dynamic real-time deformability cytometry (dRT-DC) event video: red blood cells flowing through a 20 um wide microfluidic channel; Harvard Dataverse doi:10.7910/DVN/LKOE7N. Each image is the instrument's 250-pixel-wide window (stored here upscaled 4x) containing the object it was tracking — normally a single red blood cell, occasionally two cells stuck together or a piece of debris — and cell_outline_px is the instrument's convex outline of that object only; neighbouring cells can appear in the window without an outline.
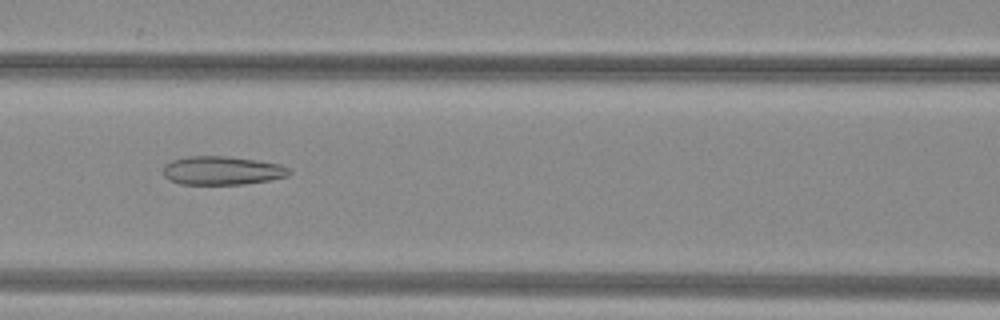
{"species": "common noctule bat (a hibernating species)", "species_latin": "Nyctalus noctula", "temperature_condition": "warm", "stored_images_in_passage": 43, "camera_frame_rate_fps": 3000, "um_per_image_px": 0.085, "animal": {"sex": "female", "body_mass_g": 29.2, "forearm_length_mm": 56.3}, "frame": {"image": 1, "passage_image": 15, "time_ms": 4.667, "image_size_px": [1000, 320], "cell_outline_px": [[292, 172], [288, 176], [268, 180], [244, 184], [180, 184], [168, 180], [164, 176], [164, 164], [172, 160], [188, 156], [228, 156], [256, 160], [280, 164], [288, 168]], "centroid_in_image_um": [18.86, 14.49], "position_along_channel_um": 147.7, "area_um2": 21.04}}
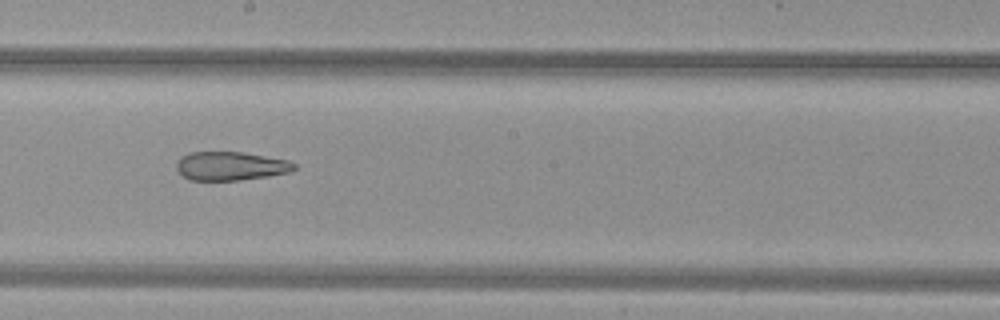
{"frame": {"image": 2, "passage_image": 21, "time_ms": 6.667, "image_size_px": [1000, 320], "cell_outline_px": [[296, 168], [292, 172], [268, 176], [240, 180], [188, 180], [176, 168], [176, 164], [184, 156], [192, 152], [240, 152], [288, 160], [296, 164]], "centroid_in_image_um": [19.65, 14.12], "position_along_channel_um": 228.6, "area_um2": 19.48}}
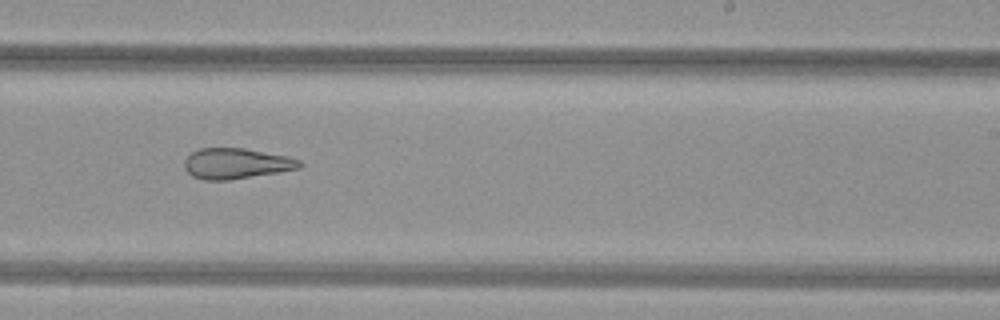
{"frame": {"image": 3, "passage_image": 24, "time_ms": 7.667, "image_size_px": [1000, 320], "cell_outline_px": [[304, 164], [300, 168], [228, 180], [204, 180], [192, 176], [184, 168], [184, 160], [192, 152], [200, 148], [244, 148], [288, 156], [300, 160]], "centroid_in_image_um": [20.07, 13.89], "position_along_channel_um": 268.9, "area_um2": 20.46}, "authors_computed_cell_mechanics": {"area_um2": 25.7788, "velocity_mm_per_s": 4.0596, "shape_relaxation_time_tau1_ms": null, "shape_relaxation_time_tau2_ms": 3.241, "deformation_change_tau1": null, "deformation_change_tau2": 0.1361}}